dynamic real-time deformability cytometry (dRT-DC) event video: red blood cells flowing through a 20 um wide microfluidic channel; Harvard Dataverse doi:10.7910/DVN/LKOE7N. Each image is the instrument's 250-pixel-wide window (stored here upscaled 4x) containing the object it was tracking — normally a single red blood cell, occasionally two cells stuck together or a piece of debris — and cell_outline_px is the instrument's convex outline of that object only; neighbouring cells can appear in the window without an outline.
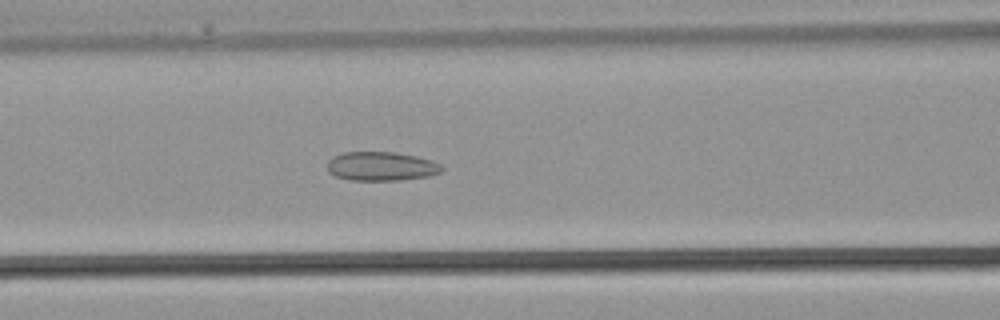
{"species": "common noctule bat (a hibernating species)", "species_latin": "Nyctalus noctula", "temperature_condition": "warm", "stored_images_in_passage": 35, "camera_frame_rate_fps": 3000, "um_per_image_px": 0.085, "animal": {"sex": "male", "body_mass_g": 21.5, "forearm_length_mm": 52.0}, "frame": {"image": 1, "passage_image": 15, "time_ms": 4.667, "image_size_px": [1000, 320], "cell_outline_px": [[444, 168], [440, 172], [428, 176], [400, 180], [352, 180], [336, 176], [328, 172], [328, 160], [332, 156], [344, 152], [396, 152], [416, 156], [432, 160], [440, 164]], "centroid_in_image_um": [32.4, 14.12], "position_along_channel_um": 134.2, "area_um2": 19.36}}
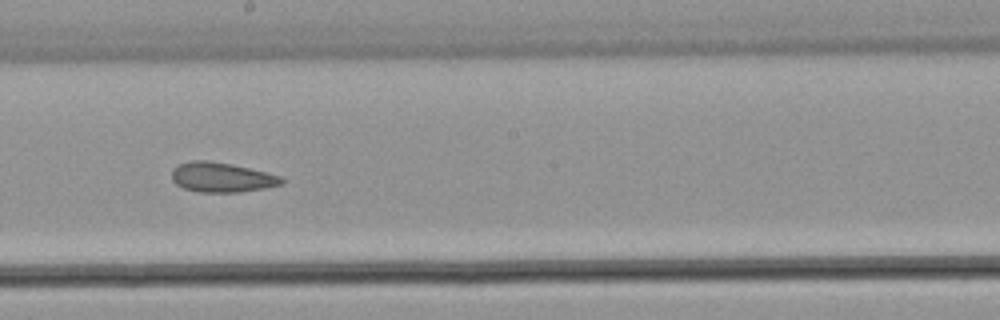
{"frame": {"image": 2, "passage_image": 20, "time_ms": 6.333, "image_size_px": [1000, 320], "cell_outline_px": [[284, 184], [264, 188], [240, 192], [196, 192], [184, 188], [176, 184], [172, 180], [172, 172], [180, 164], [192, 160], [208, 160], [232, 164], [280, 176], [284, 180]], "centroid_in_image_um": [18.84, 15.08], "position_along_channel_um": 229.4, "area_um2": 18.9}}
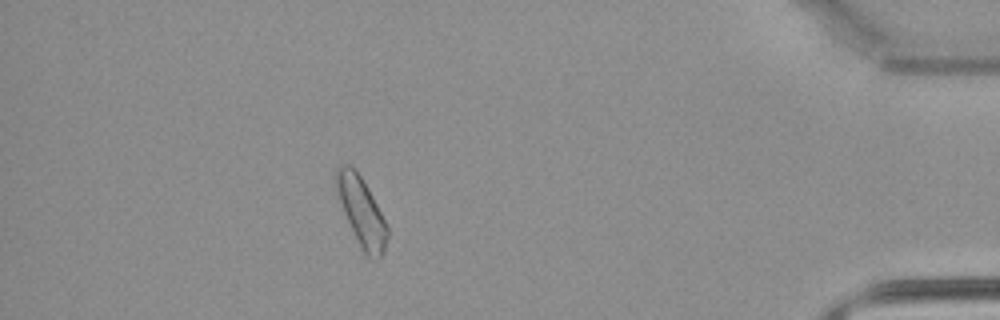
{"frame": {"image": 3, "passage_image": 32, "time_ms": 10.333, "image_size_px": [1000, 320], "cell_outline_px": [[388, 236], [384, 252], [376, 260], [364, 256], [360, 248], [344, 212], [336, 188], [336, 168], [340, 164], [348, 164], [360, 176], [372, 196], [388, 228]], "centroid_in_image_um": [30.73, 18.05], "position_along_channel_um": 404.5, "area_um2": 20.0}}